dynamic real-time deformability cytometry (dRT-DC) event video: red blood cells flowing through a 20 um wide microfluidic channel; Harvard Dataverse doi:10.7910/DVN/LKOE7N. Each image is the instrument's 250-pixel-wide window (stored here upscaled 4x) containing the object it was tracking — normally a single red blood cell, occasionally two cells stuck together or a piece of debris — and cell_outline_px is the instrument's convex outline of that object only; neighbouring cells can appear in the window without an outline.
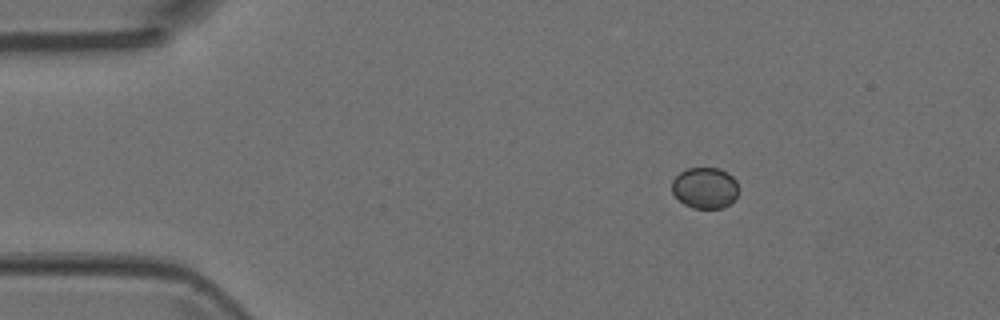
{"species": "Egyptian fruit bat (a non-hibernating species)", "species_latin": "Rousettus aegyptiacus", "temperature_condition": "room temperature", "stored_images_in_passage": 3, "camera_frame_rate_fps": 3000, "um_per_image_px": 0.085, "animal": {"sex": "female"}, "frame": {"image": 1, "passage_image": 1, "time_ms": 0.0, "image_size_px": [1000, 320], "cell_outline_px": [[736, 196], [728, 204], [720, 208], [692, 208], [684, 204], [672, 192], [672, 180], [680, 172], [688, 168], [720, 168], [728, 172], [736, 180]], "centroid_in_image_um": [59.89, 15.95], "position_along_channel_um": 25.1, "area_um2": 15.78}}
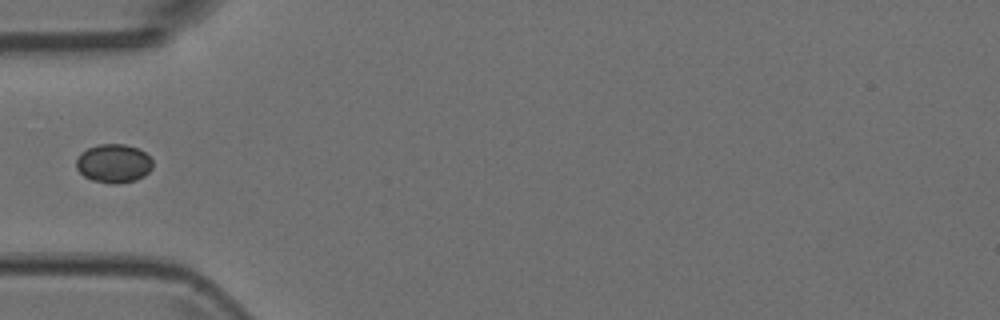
{"frame": {"image": 2, "passage_image": 3, "time_ms": 0.667, "image_size_px": [1000, 320], "cell_outline_px": [[152, 168], [144, 176], [136, 180], [116, 184], [112, 184], [92, 180], [84, 176], [76, 168], [76, 156], [80, 152], [96, 144], [124, 144], [136, 148], [144, 152], [152, 160]], "centroid_in_image_um": [9.63, 13.89], "position_along_channel_um": 75.4, "area_um2": 17.34}}